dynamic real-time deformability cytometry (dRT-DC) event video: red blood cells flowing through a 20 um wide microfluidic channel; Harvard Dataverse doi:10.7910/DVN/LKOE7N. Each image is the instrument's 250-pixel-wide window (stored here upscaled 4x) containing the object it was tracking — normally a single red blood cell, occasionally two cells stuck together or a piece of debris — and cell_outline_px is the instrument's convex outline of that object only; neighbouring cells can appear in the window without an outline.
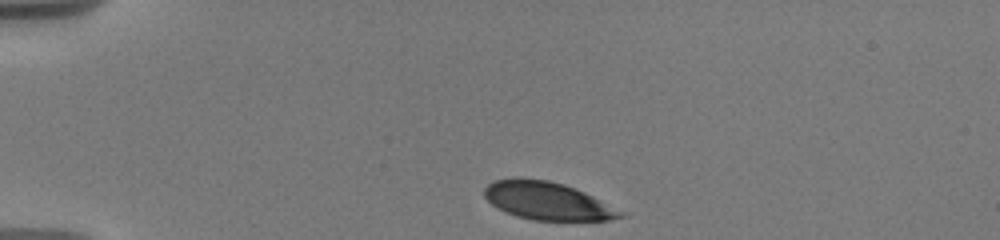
{"species": "human", "species_latin": "Homo sapiens", "temperature_condition": "warm", "stored_images_in_passage": 34, "camera_frame_rate_fps": 3000, "um_per_image_px": 0.085, "donor": {"sex": "male"}, "frame": {"image": 1, "passage_image": 1, "time_ms": 0.0, "image_size_px": [1000, 240], "cell_outline_px": [[628, 216], [612, 220], [532, 220], [516, 216], [496, 208], [484, 196], [484, 188], [488, 184], [496, 180], [516, 176], [520, 176], [548, 180], [564, 184], [584, 192], [624, 212]], "centroid_in_image_um": [46.5, 17.06], "position_along_channel_um": 38.5, "area_um2": 30.23}}
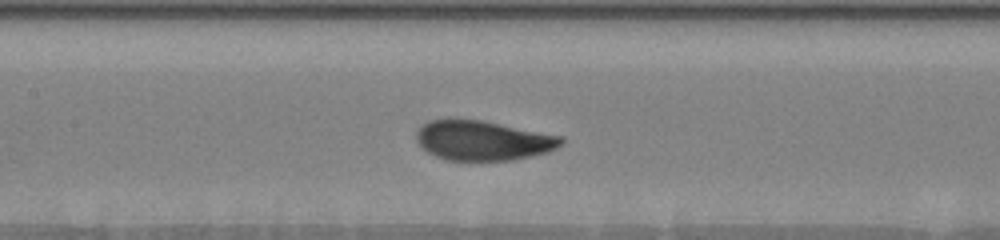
{"frame": {"image": 2, "passage_image": 16, "time_ms": 5.0, "image_size_px": [1000, 240], "cell_outline_px": [[564, 140], [556, 148], [548, 152], [512, 160], [448, 160], [436, 156], [428, 152], [416, 140], [416, 132], [428, 120], [448, 116], [480, 120], [564, 136]], "centroid_in_image_um": [41.02, 11.9], "position_along_channel_um": 166.4, "area_um2": 33.87}}
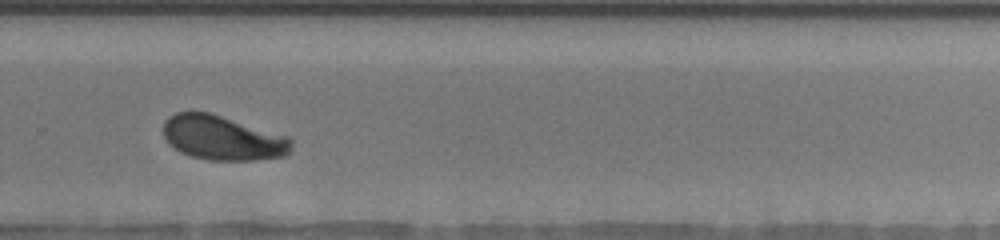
{"frame": {"image": 3, "passage_image": 26, "time_ms": 9.0, "image_size_px": [1000, 240], "cell_outline_px": [[292, 152], [284, 156], [256, 160], [208, 160], [192, 156], [180, 152], [168, 144], [164, 136], [164, 120], [168, 116], [176, 112], [208, 112], [288, 136], [292, 140]], "centroid_in_image_um": [18.93, 11.73], "position_along_channel_um": 310.9, "area_um2": 33.29}, "authors_computed_cell_mechanics": {"area_um2": 33.6396, "velocity_mm_per_s": 3.6315, "shape_relaxation_time_tau1_ms": 2.6836, "shape_relaxation_time_tau2_ms": null, "deformation_change_tau1": 0.1436, "deformation_change_tau2": null}}